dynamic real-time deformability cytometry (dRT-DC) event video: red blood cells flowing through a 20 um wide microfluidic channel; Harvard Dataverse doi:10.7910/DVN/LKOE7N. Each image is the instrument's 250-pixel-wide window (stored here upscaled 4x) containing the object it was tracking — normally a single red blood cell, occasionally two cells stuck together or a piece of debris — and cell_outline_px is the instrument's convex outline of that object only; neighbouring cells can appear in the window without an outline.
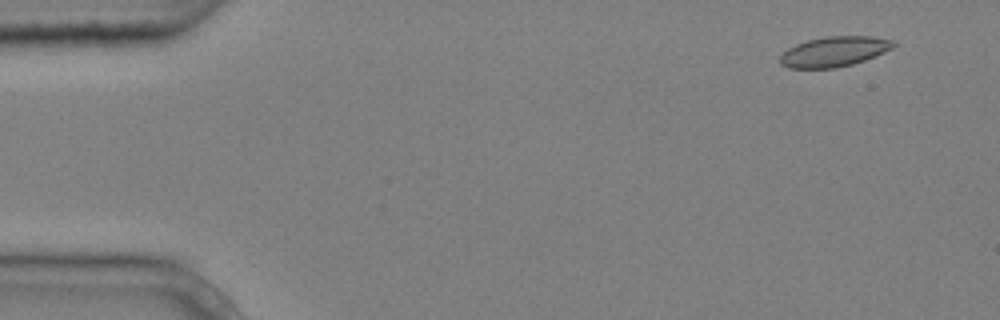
{"species": "common noctule bat (a hibernating species)", "species_latin": "Nyctalus noctula", "temperature_condition": "cold", "stored_images_in_passage": 6, "camera_frame_rate_fps": 3000, "um_per_image_px": 0.085, "animal": {"sex": "male", "body_mass_g": 20.4}, "frame": {"image": 1, "passage_image": 2, "time_ms": 0.333, "image_size_px": [1000, 320], "cell_outline_px": [[896, 44], [892, 48], [876, 56], [852, 64], [836, 68], [788, 68], [780, 64], [780, 56], [788, 48], [796, 44], [808, 40], [824, 36], [872, 36], [896, 40]], "centroid_in_image_um": [70.92, 4.38], "position_along_channel_um": 14.1, "area_um2": 20.0}}
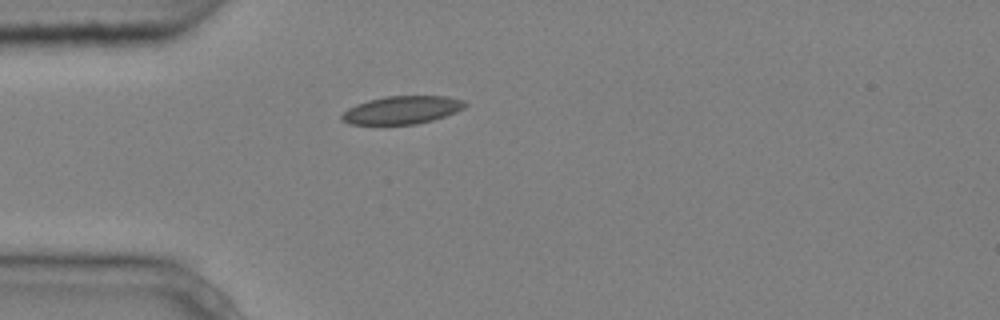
{"frame": {"image": 2, "passage_image": 5, "time_ms": 1.333, "image_size_px": [1000, 320], "cell_outline_px": [[468, 104], [464, 108], [456, 112], [432, 120], [416, 124], [348, 124], [340, 120], [340, 116], [348, 108], [356, 104], [368, 100], [384, 96], [448, 96], [464, 100]], "centroid_in_image_um": [34.16, 9.34], "position_along_channel_um": 50.8, "area_um2": 20.17}}